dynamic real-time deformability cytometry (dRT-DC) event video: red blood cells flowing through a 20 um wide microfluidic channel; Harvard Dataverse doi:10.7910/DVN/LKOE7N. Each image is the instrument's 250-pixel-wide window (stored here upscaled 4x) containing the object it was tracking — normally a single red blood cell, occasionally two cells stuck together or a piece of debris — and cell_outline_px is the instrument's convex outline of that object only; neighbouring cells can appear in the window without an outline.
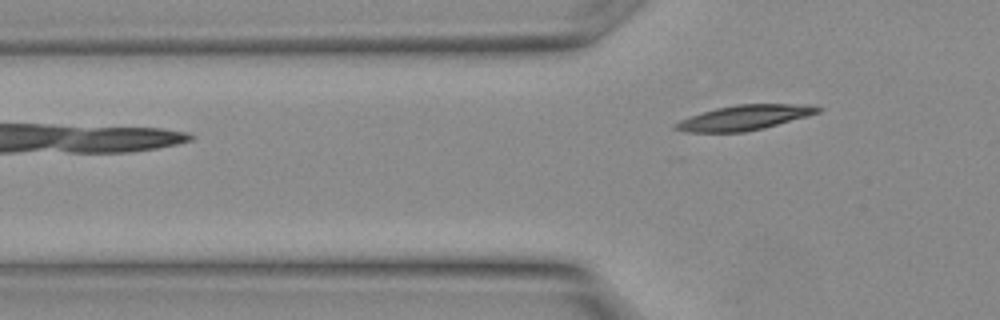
{"species": "Egyptian fruit bat (a non-hibernating species)", "species_latin": "Rousettus aegyptiacus", "temperature_condition": "warm", "stored_images_in_passage": 4, "camera_frame_rate_fps": 3000, "um_per_image_px": 0.085, "animal": {"sex": "female"}, "frame": {"image": 1, "passage_image": 4, "time_ms": 1.0, "image_size_px": [1000, 320], "cell_outline_px": [[824, 108], [820, 112], [764, 128], [744, 132], [684, 132], [672, 128], [672, 124], [680, 120], [716, 108], [736, 104], [812, 104]], "centroid_in_image_um": [63.28, 9.99], "position_along_channel_um": 62.5, "area_um2": 20.69}}